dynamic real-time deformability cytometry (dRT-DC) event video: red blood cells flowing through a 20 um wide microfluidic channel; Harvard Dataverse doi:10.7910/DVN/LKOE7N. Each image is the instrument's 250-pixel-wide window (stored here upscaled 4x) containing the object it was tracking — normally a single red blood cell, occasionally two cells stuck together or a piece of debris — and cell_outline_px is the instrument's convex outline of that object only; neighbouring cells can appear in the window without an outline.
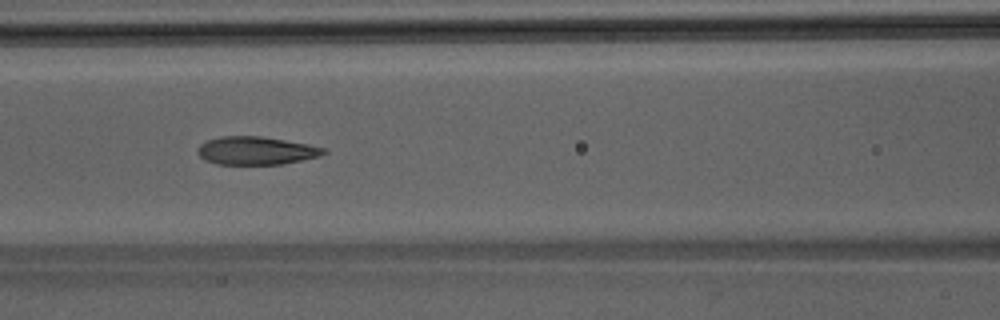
{"species": "Egyptian fruit bat (a non-hibernating species)", "species_latin": "Rousettus aegyptiacus", "temperature_condition": "room temperature", "stored_images_in_passage": 47, "camera_frame_rate_fps": 3000, "um_per_image_px": 0.085, "animal": {"sex": "male"}, "frame": {"image": 1, "passage_image": 20, "time_ms": 6.333, "image_size_px": [1000, 320], "cell_outline_px": [[328, 152], [320, 156], [280, 164], [216, 164], [204, 160], [196, 152], [196, 148], [200, 144], [208, 140], [220, 136], [260, 136], [308, 144], [328, 148]], "centroid_in_image_um": [21.76, 12.8], "position_along_channel_um": 144.8, "area_um2": 20.69}}
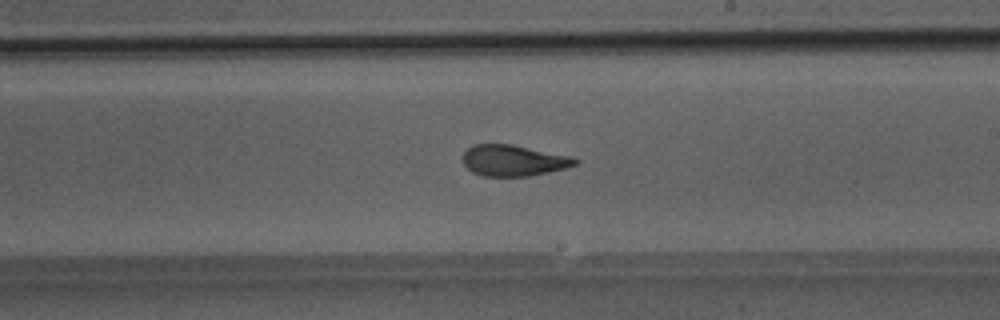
{"frame": {"image": 2, "passage_image": 27, "time_ms": 8.667, "image_size_px": [1000, 320], "cell_outline_px": [[580, 160], [576, 164], [564, 168], [548, 172], [528, 176], [484, 176], [472, 172], [464, 164], [464, 152], [472, 144], [512, 144], [572, 156]], "centroid_in_image_um": [43.66, 13.63], "position_along_channel_um": 245.3, "area_um2": 20.29}}
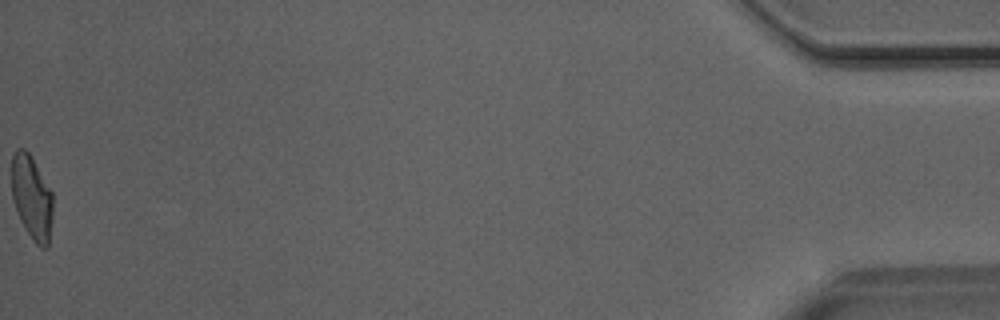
{"frame": {"image": 3, "passage_image": 47, "time_ms": 15.333, "image_size_px": [1000, 320], "cell_outline_px": [[52, 220], [48, 248], [40, 248], [32, 240], [24, 228], [20, 220], [12, 196], [12, 156], [16, 148], [24, 148], [28, 152], [52, 192]], "centroid_in_image_um": [2.7, 16.82], "position_along_channel_um": 432.5, "area_um2": 20.11}}